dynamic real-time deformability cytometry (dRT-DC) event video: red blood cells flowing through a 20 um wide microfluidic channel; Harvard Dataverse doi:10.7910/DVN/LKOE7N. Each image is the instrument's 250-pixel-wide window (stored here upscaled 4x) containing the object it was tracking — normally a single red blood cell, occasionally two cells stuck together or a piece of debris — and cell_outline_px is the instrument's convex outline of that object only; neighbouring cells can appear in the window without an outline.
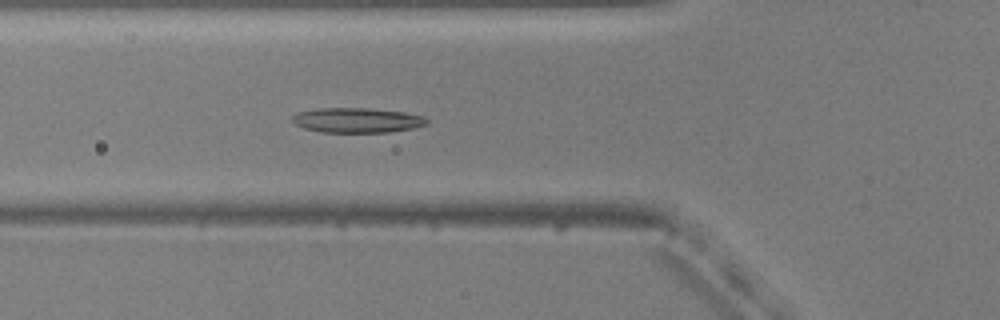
{"species": "common noctule bat (a hibernating species)", "species_latin": "Nyctalus noctula", "temperature_condition": "warm", "stored_images_in_passage": 37, "camera_frame_rate_fps": 3000, "um_per_image_px": 0.085, "animal": {"sex": "male", "body_mass_g": 20.5, "forearm_length_mm": 52.5}, "frame": {"image": 1, "passage_image": 3, "time_ms": 0.667, "image_size_px": [1000, 320], "cell_outline_px": [[428, 124], [412, 128], [388, 132], [320, 132], [304, 128], [296, 124], [292, 120], [292, 116], [300, 112], [320, 108], [368, 108], [404, 112], [424, 116], [428, 120]], "centroid_in_image_um": [30.37, 10.22], "position_along_channel_um": 95.4, "area_um2": 19.36}}
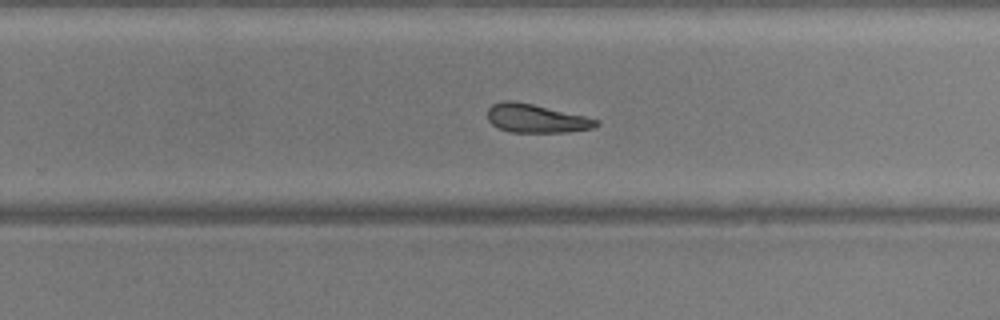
{"frame": {"image": 2, "passage_image": 18, "time_ms": 5.667, "image_size_px": [1000, 320], "cell_outline_px": [[600, 124], [592, 128], [568, 132], [512, 132], [500, 128], [492, 124], [488, 120], [488, 108], [492, 104], [504, 100], [512, 100], [532, 104], [584, 116], [600, 120]], "centroid_in_image_um": [45.57, 10.06], "position_along_channel_um": 284.2, "area_um2": 17.92}}
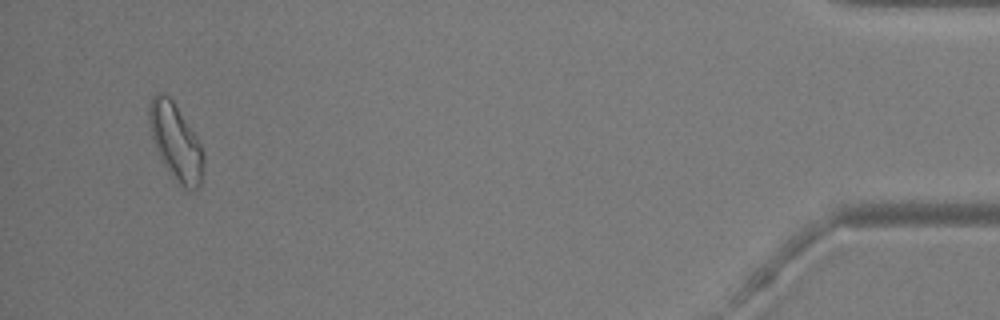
{"frame": {"image": 3, "passage_image": 35, "time_ms": 11.333, "image_size_px": [1000, 320], "cell_outline_px": [[204, 160], [200, 184], [192, 192], [184, 188], [176, 180], [164, 164], [156, 148], [152, 136], [148, 120], [148, 104], [152, 96], [156, 92], [160, 92], [168, 96], [172, 100], [196, 136], [204, 152]], "centroid_in_image_um": [14.93, 12.04], "position_along_channel_um": 420.3, "area_um2": 23.87}, "authors_computed_cell_mechanics": {"area_um2": 18.785, "velocity_mm_per_s": 3.7733, "shape_relaxation_time_tau1_ms": null, "shape_relaxation_time_tau2_ms": 6.7248, "deformation_change_tau1": null, "deformation_change_tau2": 0.1895}}